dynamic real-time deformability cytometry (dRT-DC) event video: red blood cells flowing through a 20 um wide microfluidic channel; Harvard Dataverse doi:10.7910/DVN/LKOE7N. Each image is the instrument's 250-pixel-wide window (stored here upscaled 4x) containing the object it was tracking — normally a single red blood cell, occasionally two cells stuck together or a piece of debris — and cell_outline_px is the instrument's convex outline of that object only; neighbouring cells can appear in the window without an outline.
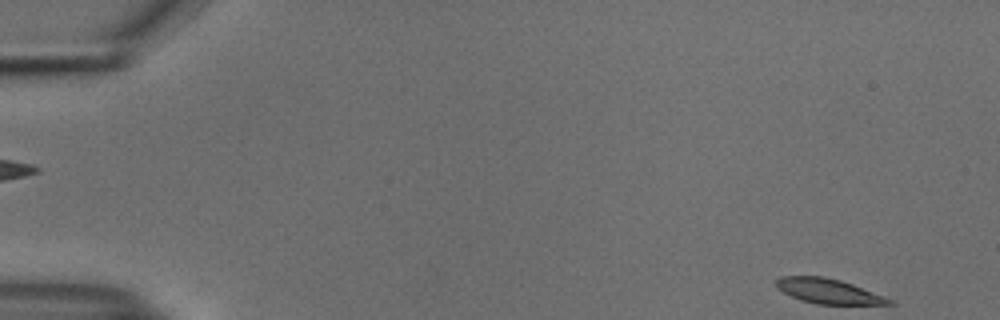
{"species": "common noctule bat (a hibernating species)", "species_latin": "Nyctalus noctula", "temperature_condition": "cold", "stored_images_in_passage": 1, "camera_frame_rate_fps": 3000, "um_per_image_px": 0.085, "animal": {"sex": "male", "body_mass_g": 18.8}, "frame": {"image": 1, "passage_image": 1, "time_ms": 0.0, "image_size_px": [1000, 320], "cell_outline_px": [[896, 304], [816, 304], [800, 300], [776, 288], [776, 280], [780, 276], [824, 276], [840, 280], [852, 284], [892, 300]], "centroid_in_image_um": [70.36, 24.74], "position_along_channel_um": 14.6, "area_um2": 16.13}}